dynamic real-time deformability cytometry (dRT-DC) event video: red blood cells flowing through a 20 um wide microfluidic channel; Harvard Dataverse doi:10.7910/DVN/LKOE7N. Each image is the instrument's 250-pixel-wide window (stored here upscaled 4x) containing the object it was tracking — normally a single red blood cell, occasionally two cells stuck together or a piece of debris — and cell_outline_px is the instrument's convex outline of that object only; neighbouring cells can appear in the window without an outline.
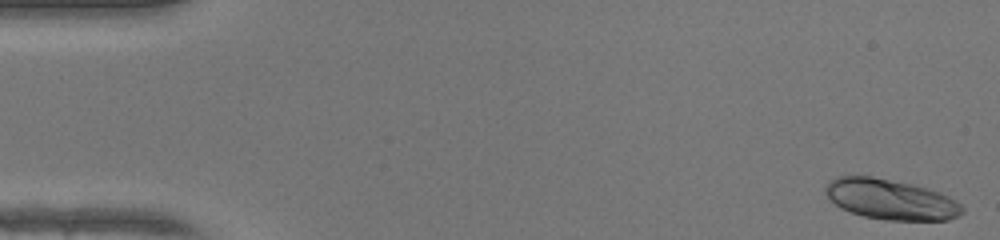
{"species": "human", "species_latin": "Homo sapiens", "temperature_condition": "warm", "stored_images_in_passage": 49, "camera_frame_rate_fps": 3000, "um_per_image_px": 0.085, "donor": {"sex": "female"}, "frame": {"image": 1, "passage_image": 1, "time_ms": 0.0, "image_size_px": [1000, 240], "cell_outline_px": [[964, 212], [948, 220], [884, 220], [864, 216], [840, 208], [824, 192], [824, 188], [836, 176], [872, 176], [912, 184], [928, 188], [940, 192], [956, 200], [964, 208]], "centroid_in_image_um": [75.72, 16.95], "position_along_channel_um": 9.3, "area_um2": 32.08}}
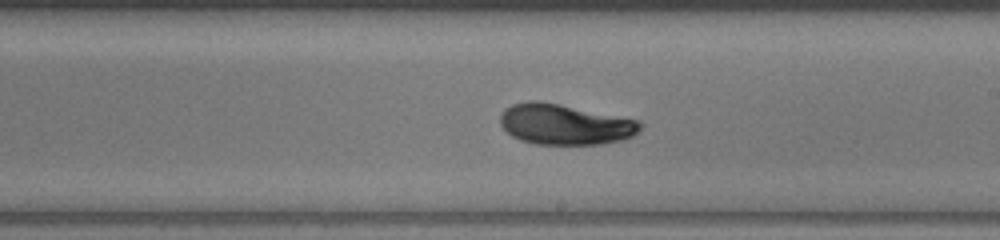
{"frame": {"image": 2, "passage_image": 28, "time_ms": 9.0, "image_size_px": [1000, 240], "cell_outline_px": [[644, 124], [632, 136], [620, 140], [600, 144], [536, 144], [520, 140], [512, 136], [500, 124], [500, 116], [504, 108], [512, 104], [528, 100], [540, 100], [640, 120]], "centroid_in_image_um": [47.99, 10.55], "position_along_channel_um": 241.0, "area_um2": 33.18}}
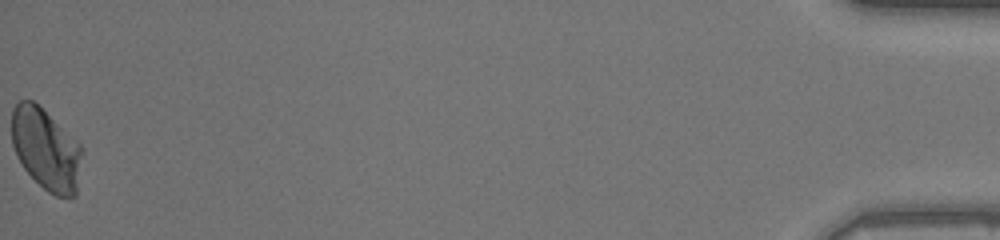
{"frame": {"image": 3, "passage_image": 49, "time_ms": 16.0, "image_size_px": [1000, 240], "cell_outline_px": [[84, 152], [76, 196], [56, 196], [48, 192], [24, 168], [16, 156], [12, 144], [12, 108], [20, 100], [32, 100], [76, 140], [84, 148]], "centroid_in_image_um": [3.93, 12.7], "position_along_channel_um": 431.3, "area_um2": 33.35}, "authors_computed_cell_mechanics": {"area_um2": 33.0038, "velocity_mm_per_s": 4.2239, "shape_relaxation_time_tau1_ms": 3.839, "shape_relaxation_time_tau2_ms": 0.8019, "deformation_change_tau1": 0.1517, "deformation_change_tau2": 0.0206}}